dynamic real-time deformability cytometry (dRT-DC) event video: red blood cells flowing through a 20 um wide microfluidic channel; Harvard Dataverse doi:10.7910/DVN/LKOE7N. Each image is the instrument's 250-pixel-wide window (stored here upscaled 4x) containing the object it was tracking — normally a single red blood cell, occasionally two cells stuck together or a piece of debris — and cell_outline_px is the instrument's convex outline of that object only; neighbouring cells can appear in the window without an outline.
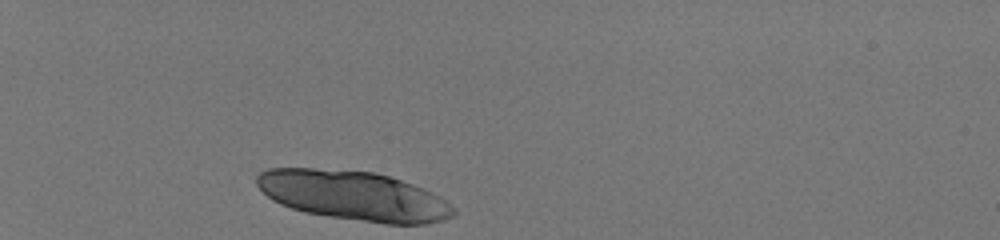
{"species": "human", "species_latin": "Homo sapiens", "temperature_condition": "room temperature", "stored_images_in_passage": 12, "camera_frame_rate_fps": 3000, "um_per_image_px": 0.085, "donor": {"sex": "male"}, "frame": {"image": 1, "passage_image": 1, "time_ms": 0.0, "image_size_px": [1000, 240], "cell_outline_px": [[456, 212], [452, 216], [444, 220], [424, 224], [384, 224], [304, 212], [280, 204], [272, 200], [256, 184], [256, 176], [260, 172], [268, 168], [312, 168], [376, 172], [424, 188], [440, 196], [456, 208]], "centroid_in_image_um": [30.08, 16.63], "position_along_channel_um": 54.9, "area_um2": 56.7}}